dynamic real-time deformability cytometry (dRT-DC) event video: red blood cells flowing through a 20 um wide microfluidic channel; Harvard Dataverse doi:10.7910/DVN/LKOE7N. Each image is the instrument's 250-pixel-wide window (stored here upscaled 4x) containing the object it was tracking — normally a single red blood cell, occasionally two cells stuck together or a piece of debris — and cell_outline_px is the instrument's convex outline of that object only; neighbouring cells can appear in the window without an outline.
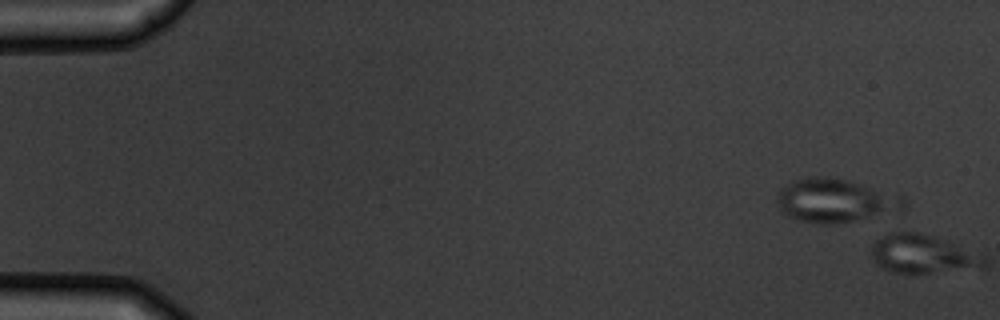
{"species": "common noctule bat (a hibernating species)", "species_latin": "Nyctalus noctula", "temperature_condition": "warm", "stored_images_in_passage": 2, "camera_frame_rate_fps": 3000, "um_per_image_px": 0.085, "animal": {"sex": "male", "body_mass_g": 19.5, "forearm_length_mm": 54.6}, "frame": {"image": 1, "passage_image": 1, "time_ms": 0.0, "image_size_px": [1000, 320], "cell_outline_px": [[908, 204], [900, 212], [832, 224], [820, 224], [796, 220], [788, 216], [780, 208], [776, 196], [780, 188], [796, 180], [808, 176], [836, 176], [864, 184], [904, 196]], "centroid_in_image_um": [71.06, 17.03], "position_along_channel_um": 13.9, "area_um2": 32.77}}